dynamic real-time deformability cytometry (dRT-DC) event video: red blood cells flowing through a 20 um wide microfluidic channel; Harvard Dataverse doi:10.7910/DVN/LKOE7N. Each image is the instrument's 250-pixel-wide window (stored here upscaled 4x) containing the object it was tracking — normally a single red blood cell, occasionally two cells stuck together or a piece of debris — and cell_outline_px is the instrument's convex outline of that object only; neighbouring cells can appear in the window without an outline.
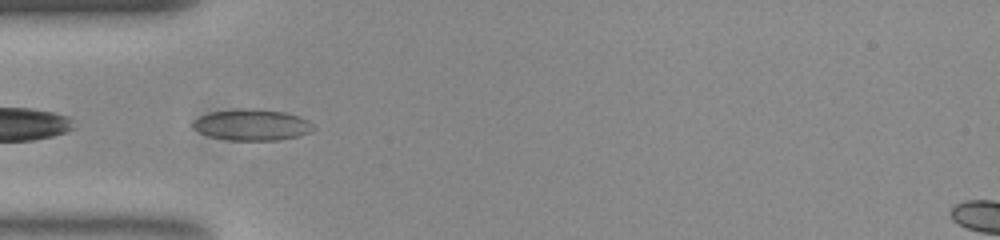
{"species": "common noctule bat (a hibernating species)", "species_latin": "Nyctalus noctula", "temperature_condition": "room temperature", "stored_images_in_passage": 46, "camera_frame_rate_fps": 3000, "um_per_image_px": 0.085, "animal": {"sex": "female", "body_mass_g": 23.0, "forearm_length_mm": 53.4}, "frame": {"image": 1, "passage_image": 11, "time_ms": 3.333, "image_size_px": [1000, 240], "cell_outline_px": [[316, 128], [312, 132], [296, 136], [276, 140], [228, 140], [212, 136], [200, 132], [192, 128], [192, 120], [200, 116], [212, 112], [240, 108], [244, 108], [284, 112], [300, 116], [308, 120]], "centroid_in_image_um": [21.42, 10.61], "position_along_channel_um": 63.6, "area_um2": 21.79}}
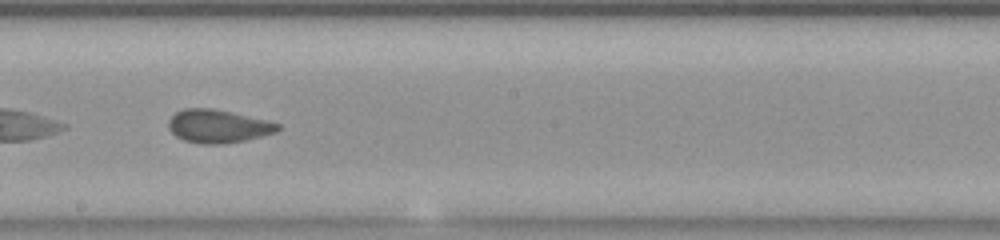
{"frame": {"image": 2, "passage_image": 24, "time_ms": 7.667, "image_size_px": [1000, 240], "cell_outline_px": [[280, 128], [276, 132], [244, 140], [220, 144], [204, 144], [184, 140], [176, 136], [168, 128], [168, 120], [176, 112], [184, 108], [212, 108], [232, 112], [268, 120], [280, 124]], "centroid_in_image_um": [18.52, 10.71], "position_along_channel_um": 229.7, "area_um2": 21.04}}
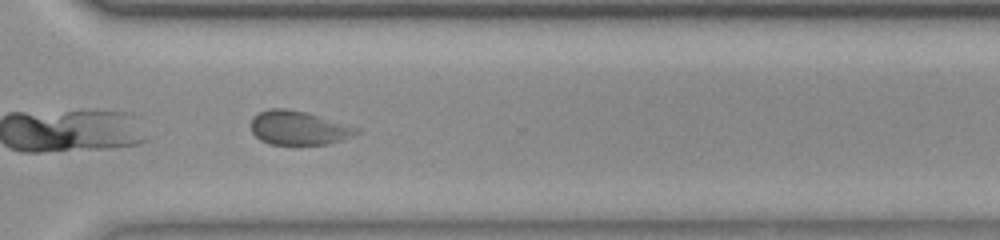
{"frame": {"image": 3, "passage_image": 33, "time_ms": 10.667, "image_size_px": [1000, 240], "cell_outline_px": [[360, 132], [352, 136], [328, 144], [268, 144], [260, 140], [252, 132], [252, 116], [268, 108], [288, 108], [308, 112], [360, 128]], "centroid_in_image_um": [25.38, 10.85], "position_along_channel_um": 345.2, "area_um2": 20.98}, "authors_computed_cell_mechanics": {"area_um2": 21.386, "velocity_mm_per_s": 3.8457, "shape_relaxation_time_tau1_ms": null, "shape_relaxation_time_tau2_ms": 0.863, "deformation_change_tau1": null, "deformation_change_tau2": 0.0627}}